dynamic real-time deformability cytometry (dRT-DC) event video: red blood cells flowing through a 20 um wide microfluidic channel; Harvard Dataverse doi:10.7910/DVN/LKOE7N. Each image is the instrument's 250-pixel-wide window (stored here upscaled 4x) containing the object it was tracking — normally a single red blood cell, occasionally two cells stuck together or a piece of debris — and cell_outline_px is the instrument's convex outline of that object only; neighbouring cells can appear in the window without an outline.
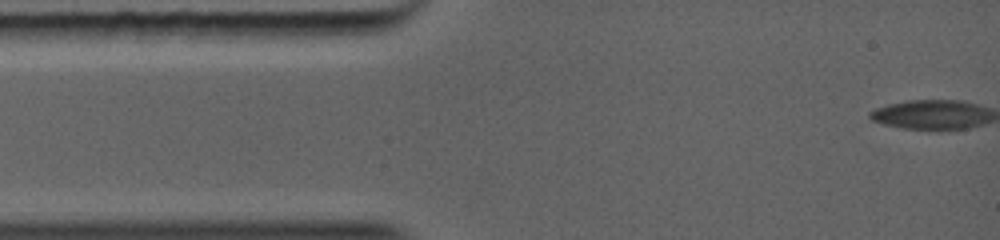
{"species": "common noctule bat (a hibernating species)", "species_latin": "Nyctalus noctula", "temperature_condition": "warm", "stored_images_in_passage": 35, "camera_frame_rate_fps": 5000, "um_per_image_px": 0.085, "animal": {"sex": "female", "body_mass_g": 19.0, "forearm_length_mm": 56.7}, "frame": {"image": 1, "passage_image": 1, "time_ms": 0.0, "image_size_px": [1000, 240], "cell_outline_px": [[976, 108], [968, 124], [960, 128], [912, 128], [880, 120], [872, 116], [872, 112], [880, 108], [904, 100], [964, 100], [972, 104]], "centroid_in_image_um": [78.83, 9.66], "position_along_channel_um": 6.2, "area_um2": 17.17}}
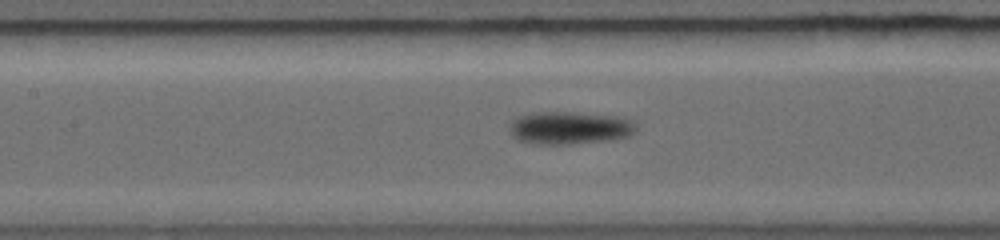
{"frame": {"image": 2, "passage_image": 19, "time_ms": 5.0, "image_size_px": [1000, 240], "cell_outline_px": [[624, 128], [620, 132], [608, 136], [556, 144], [540, 144], [528, 140], [520, 136], [516, 132], [516, 128], [520, 120], [532, 116], [576, 116], [612, 120], [620, 124]], "centroid_in_image_um": [48.05, 10.95], "position_along_channel_um": 159.4, "area_um2": 16.7}}
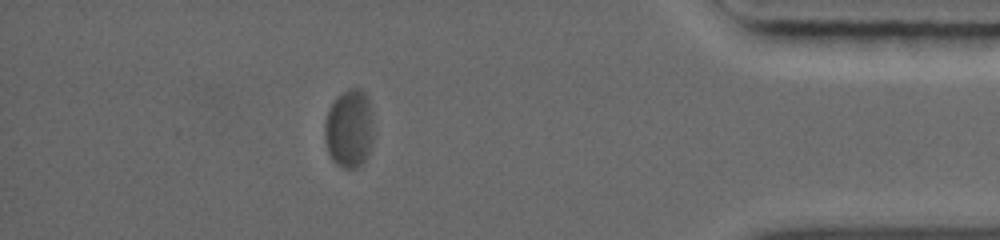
{"frame": {"image": 3, "passage_image": 30, "time_ms": 11.2, "image_size_px": [1000, 240], "cell_outline_px": [[360, 160], [356, 168], [340, 164], [332, 156], [328, 148], [328, 112], [332, 104], [344, 92], [356, 88], [360, 92]], "centroid_in_image_um": [29.36, 10.94], "position_along_channel_um": 405.8, "area_um2": 15.55}}